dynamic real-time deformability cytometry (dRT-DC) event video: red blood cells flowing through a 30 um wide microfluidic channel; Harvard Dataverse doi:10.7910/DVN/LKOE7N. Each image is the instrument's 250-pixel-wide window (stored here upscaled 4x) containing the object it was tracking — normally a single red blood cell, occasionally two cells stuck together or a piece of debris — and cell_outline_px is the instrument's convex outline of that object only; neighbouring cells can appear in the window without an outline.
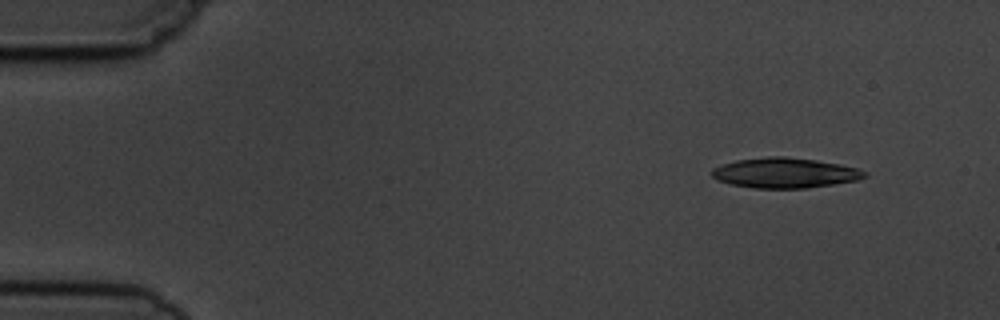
{"species": "common noctule bat (a hibernating species)", "species_latin": "Nyctalus noctula", "temperature_condition": "cold", "stored_images_in_passage": 4, "camera_frame_rate_fps": 3000, "um_per_image_px": 0.085, "animal": {"sex": "male", "body_mass_g": 19.5, "forearm_length_mm": 54.6}, "frame": {"image": 1, "passage_image": 1, "time_ms": 0.0, "image_size_px": [1000, 320], "cell_outline_px": [[868, 176], [856, 180], [808, 188], [752, 188], [732, 184], [716, 180], [712, 176], [712, 168], [720, 164], [736, 160], [768, 156], [784, 156], [816, 160], [840, 164], [860, 168], [868, 172]], "centroid_in_image_um": [66.72, 14.69], "position_along_channel_um": 18.3, "area_um2": 27.05}}